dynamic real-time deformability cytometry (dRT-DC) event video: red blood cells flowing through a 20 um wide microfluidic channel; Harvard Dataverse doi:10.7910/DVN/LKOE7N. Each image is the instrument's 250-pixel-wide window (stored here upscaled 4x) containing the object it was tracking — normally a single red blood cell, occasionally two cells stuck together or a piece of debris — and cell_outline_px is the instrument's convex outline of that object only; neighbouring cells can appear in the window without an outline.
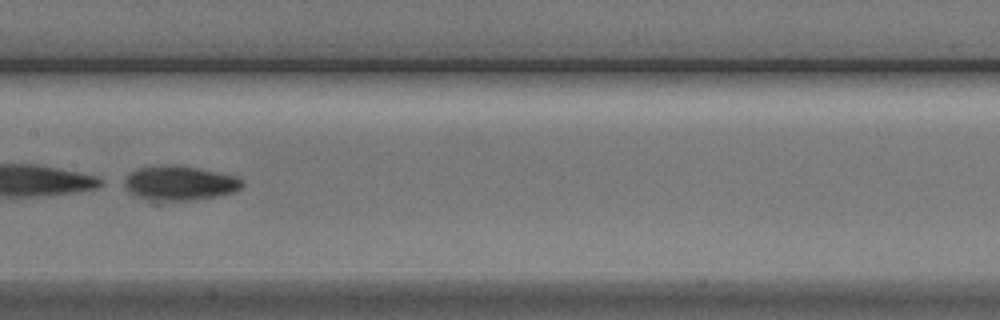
{"species": "Egyptian fruit bat (a non-hibernating species)", "species_latin": "Rousettus aegyptiacus", "temperature_condition": "cold", "stored_images_in_passage": 9, "camera_frame_rate_fps": 3000, "um_per_image_px": 0.085, "animal": {"sex": "male"}, "frame": {"image": 1, "passage_image": 7, "time_ms": 8.0, "image_size_px": [1000, 320], "cell_outline_px": [[244, 184], [236, 192], [216, 196], [188, 200], [156, 204], [152, 204], [136, 196], [120, 184], [136, 168], [168, 164], [176, 164], [236, 176], [244, 180]], "centroid_in_image_um": [15.2, 15.6], "position_along_channel_um": 192.2, "area_um2": 24.45}}
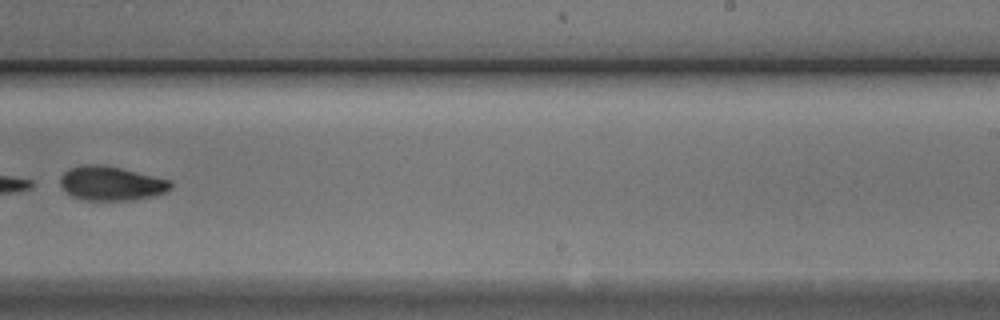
{"frame": {"image": 2, "passage_image": 9, "time_ms": 10.333, "image_size_px": [1000, 320], "cell_outline_px": [[172, 188], [164, 192], [152, 196], [132, 200], [84, 200], [72, 196], [60, 184], [60, 176], [68, 168], [84, 164], [104, 164], [168, 180], [172, 184]], "centroid_in_image_um": [9.4, 15.58], "position_along_channel_um": 279.6, "area_um2": 21.79}}